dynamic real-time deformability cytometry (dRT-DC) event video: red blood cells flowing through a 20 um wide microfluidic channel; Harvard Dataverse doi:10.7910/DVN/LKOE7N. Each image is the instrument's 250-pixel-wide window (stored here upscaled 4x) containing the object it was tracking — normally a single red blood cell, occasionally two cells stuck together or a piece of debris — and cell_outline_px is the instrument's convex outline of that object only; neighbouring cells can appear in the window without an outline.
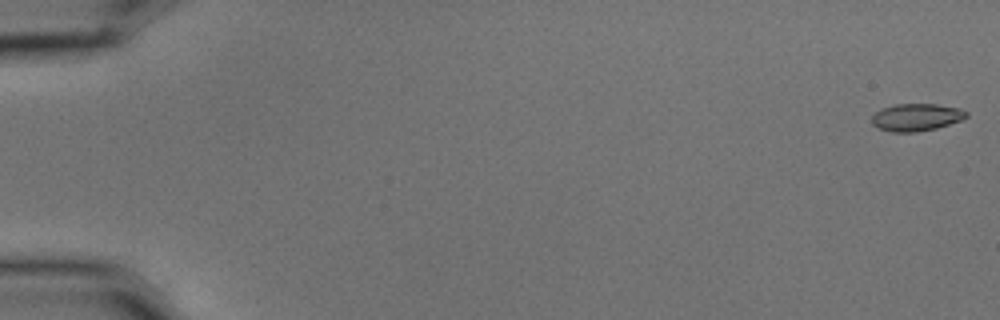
{"species": "common noctule bat (a hibernating species)", "species_latin": "Nyctalus noctula", "temperature_condition": "cold", "stored_images_in_passage": 6, "camera_frame_rate_fps": 3000, "um_per_image_px": 0.085, "animal": {"sex": "male", "body_mass_g": 15.6}, "frame": {"image": 1, "passage_image": 1, "time_ms": 0.0, "image_size_px": [1000, 320], "cell_outline_px": [[968, 116], [964, 120], [936, 128], [916, 132], [892, 132], [880, 128], [872, 124], [872, 116], [880, 108], [896, 104], [936, 104], [960, 108], [968, 112]], "centroid_in_image_um": [77.92, 9.96], "position_along_channel_um": 7.1, "area_um2": 15.2}}
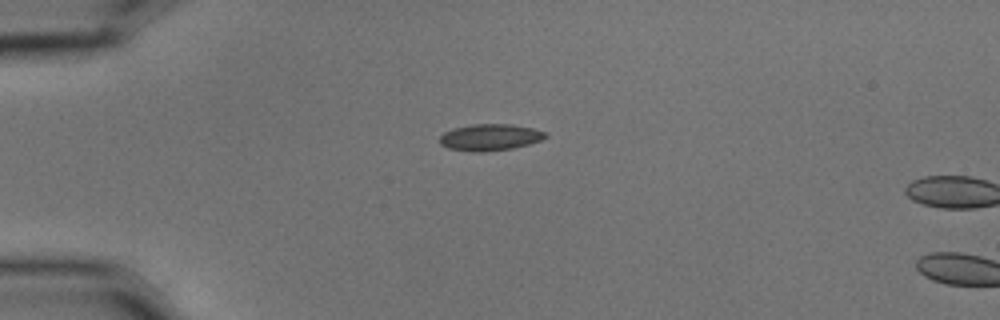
{"frame": {"image": 2, "passage_image": 5, "time_ms": 1.333, "image_size_px": [1000, 320], "cell_outline_px": [[548, 136], [540, 140], [528, 144], [512, 148], [484, 152], [472, 152], [448, 148], [440, 144], [440, 136], [444, 132], [452, 128], [472, 124], [512, 124], [532, 128], [548, 132]], "centroid_in_image_um": [41.64, 11.66], "position_along_channel_um": 43.4, "area_um2": 16.47}}